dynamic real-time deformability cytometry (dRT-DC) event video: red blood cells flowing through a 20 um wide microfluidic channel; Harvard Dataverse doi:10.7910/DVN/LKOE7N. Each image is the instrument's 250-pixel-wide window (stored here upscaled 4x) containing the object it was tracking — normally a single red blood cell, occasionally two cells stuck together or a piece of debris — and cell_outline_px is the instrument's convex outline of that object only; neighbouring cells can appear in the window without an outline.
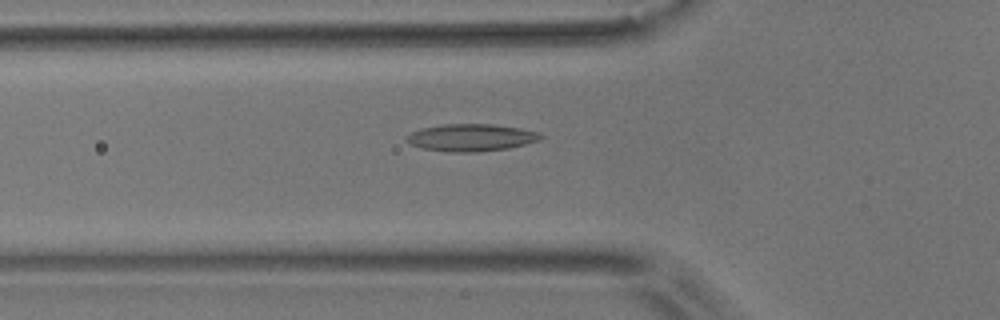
{"species": "common noctule bat (a hibernating species)", "species_latin": "Nyctalus noctula", "temperature_condition": "room temperature", "stored_images_in_passage": 55, "camera_frame_rate_fps": 3000, "um_per_image_px": 0.085, "animal": {"sex": "male", "body_mass_g": 17.9}, "frame": {"image": 1, "passage_image": 19, "time_ms": 6.0, "image_size_px": [1000, 320], "cell_outline_px": [[544, 136], [540, 140], [508, 148], [480, 152], [452, 152], [424, 148], [412, 144], [404, 140], [404, 136], [420, 128], [444, 124], [492, 124], [520, 128], [540, 132]], "centroid_in_image_um": [40.05, 11.69], "position_along_channel_um": 85.8, "area_um2": 21.33}}
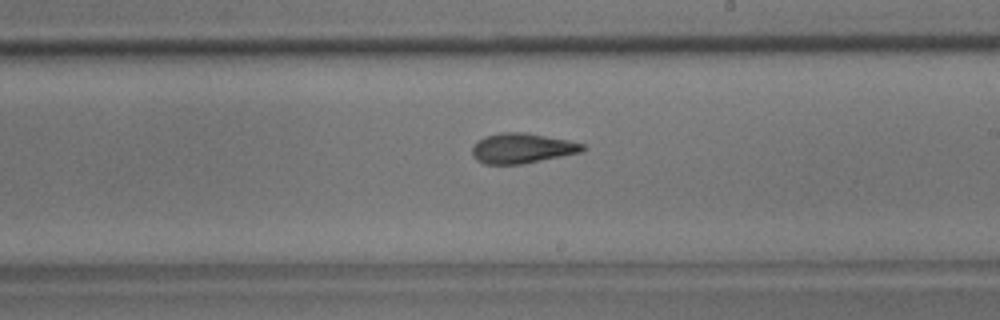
{"frame": {"image": 2, "passage_image": 32, "time_ms": 10.333, "image_size_px": [1000, 320], "cell_outline_px": [[588, 148], [584, 152], [520, 164], [484, 164], [476, 160], [472, 156], [472, 148], [476, 140], [484, 136], [500, 132], [524, 132], [568, 140], [584, 144]], "centroid_in_image_um": [44.37, 12.6], "position_along_channel_um": 244.6, "area_um2": 19.59}}
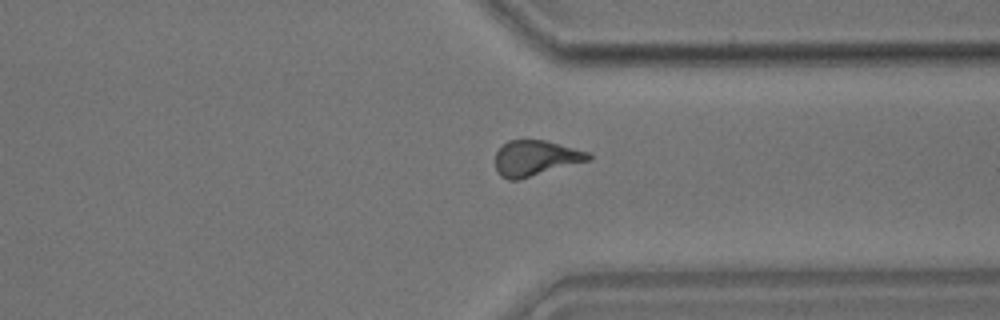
{"frame": {"image": 3, "passage_image": 42, "time_ms": 13.667, "image_size_px": [1000, 320], "cell_outline_px": [[592, 160], [520, 180], [508, 180], [500, 176], [496, 172], [496, 152], [508, 140], [544, 140], [588, 152], [592, 156]], "centroid_in_image_um": [45.52, 13.47], "position_along_channel_um": 365.9, "area_um2": 19.42}, "authors_computed_cell_mechanics": {"area_um2": 19.5364, "velocity_mm_per_s": 3.6582, "shape_relaxation_time_tau1_ms": 7.0881, "shape_relaxation_time_tau2_ms": 2.6582, "deformation_change_tau1": 0.2029, "deformation_change_tau2": 0.1106}}